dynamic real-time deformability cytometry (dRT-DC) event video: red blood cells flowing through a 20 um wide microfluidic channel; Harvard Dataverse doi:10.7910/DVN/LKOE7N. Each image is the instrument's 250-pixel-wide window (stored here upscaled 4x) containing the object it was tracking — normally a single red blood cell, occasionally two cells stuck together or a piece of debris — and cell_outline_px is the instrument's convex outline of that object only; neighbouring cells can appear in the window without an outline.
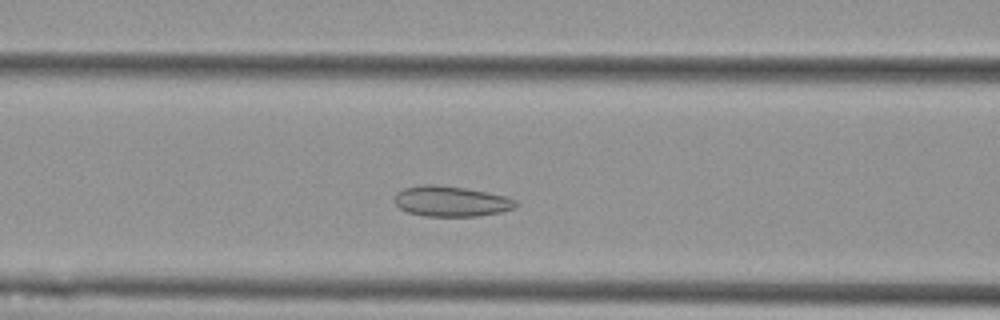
{"species": "Egyptian fruit bat (a non-hibernating species)", "species_latin": "Rousettus aegyptiacus", "temperature_condition": "cold", "stored_images_in_passage": 33, "camera_frame_rate_fps": 3000, "um_per_image_px": 0.085, "animal": {"sex": "female"}, "frame": {"image": 1, "passage_image": 6, "time_ms": 1.667, "image_size_px": [1000, 320], "cell_outline_px": [[520, 204], [512, 208], [500, 212], [480, 216], [424, 216], [408, 212], [400, 208], [392, 200], [396, 192], [404, 188], [424, 184], [432, 184], [464, 188], [488, 192], [508, 196], [516, 200]], "centroid_in_image_um": [38.34, 17.11], "position_along_channel_um": 128.3, "area_um2": 21.68}}
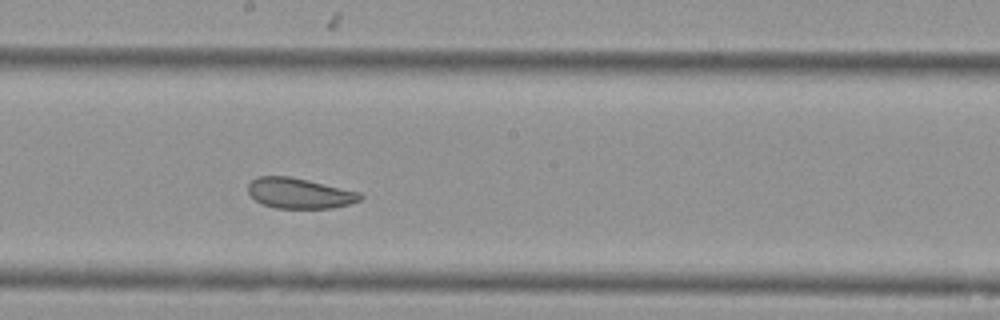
{"frame": {"image": 2, "passage_image": 14, "time_ms": 4.333, "image_size_px": [1000, 320], "cell_outline_px": [[364, 196], [360, 200], [352, 204], [332, 208], [276, 208], [264, 204], [256, 200], [248, 192], [248, 184], [256, 176], [288, 176], [308, 180], [360, 192]], "centroid_in_image_um": [25.48, 16.42], "position_along_channel_um": 222.7, "area_um2": 19.88}}
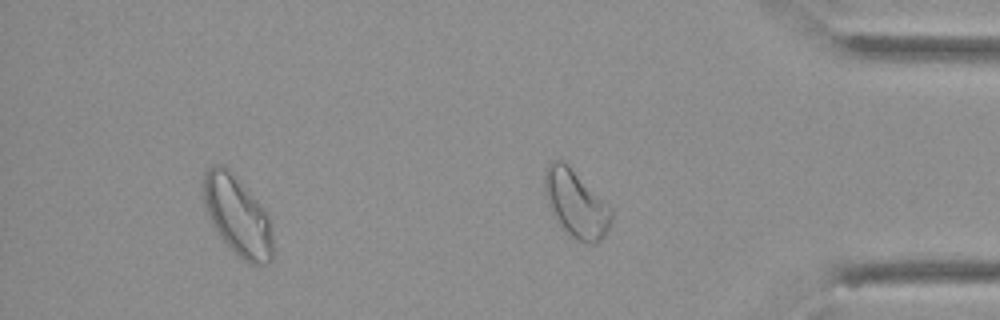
{"frame": {"image": 3, "passage_image": 29, "time_ms": 9.333, "image_size_px": [1000, 320], "cell_outline_px": [[272, 256], [268, 264], [248, 264], [216, 232], [208, 216], [204, 204], [200, 180], [204, 172], [212, 164], [224, 164], [232, 172], [268, 212], [272, 220]], "centroid_in_image_um": [20.17, 18.28], "position_along_channel_um": 415.0, "area_um2": 32.66}, "authors_computed_cell_mechanics": {"area_um2": 20.9236, "velocity_mm_per_s": 3.5621, "shape_relaxation_time_tau1_ms": 9.2995, "shape_relaxation_time_tau2_ms": 2.7271, "deformation_change_tau1": 0.1092, "deformation_change_tau2": 0.0808}}